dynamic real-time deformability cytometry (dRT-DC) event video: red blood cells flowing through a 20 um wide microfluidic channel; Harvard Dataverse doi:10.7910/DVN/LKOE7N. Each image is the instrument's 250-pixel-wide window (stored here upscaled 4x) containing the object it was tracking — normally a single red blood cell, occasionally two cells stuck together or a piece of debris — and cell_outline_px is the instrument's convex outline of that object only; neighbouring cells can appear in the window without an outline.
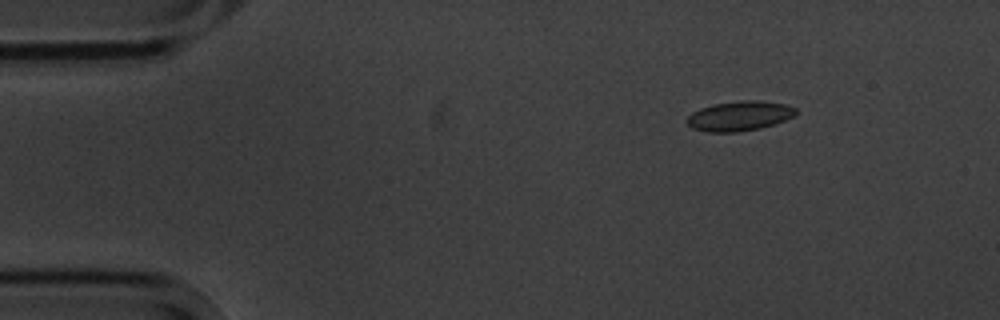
{"species": "common noctule bat (a hibernating species)", "species_latin": "Nyctalus noctula", "temperature_condition": "cold", "stored_images_in_passage": 7, "camera_frame_rate_fps": 3000, "um_per_image_px": 0.085, "animal": {"sex": "male", "body_mass_g": 20.1, "forearm_length_mm": 53.5}, "frame": {"image": 1, "passage_image": 3, "time_ms": 2.333, "image_size_px": [1000, 320], "cell_outline_px": [[796, 112], [792, 116], [784, 120], [760, 128], [736, 132], [704, 132], [692, 128], [684, 120], [692, 112], [700, 108], [716, 104], [744, 100], [756, 100], [784, 104], [796, 108]], "centroid_in_image_um": [62.79, 9.86], "position_along_channel_um": 22.2, "area_um2": 18.67}}
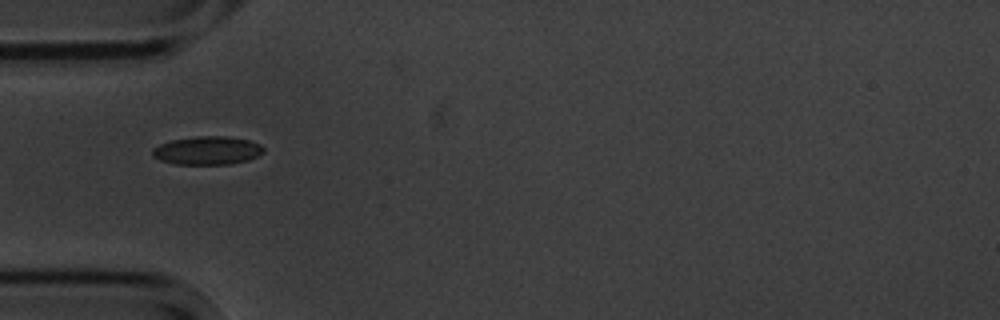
{"frame": {"image": 2, "passage_image": 6, "time_ms": 5.667, "image_size_px": [1000, 320], "cell_outline_px": [[264, 152], [248, 160], [232, 164], [176, 164], [160, 160], [152, 156], [152, 148], [160, 144], [172, 140], [196, 136], [228, 136], [248, 140], [260, 144], [264, 148]], "centroid_in_image_um": [17.62, 12.79], "position_along_channel_um": 67.4, "area_um2": 18.38}}
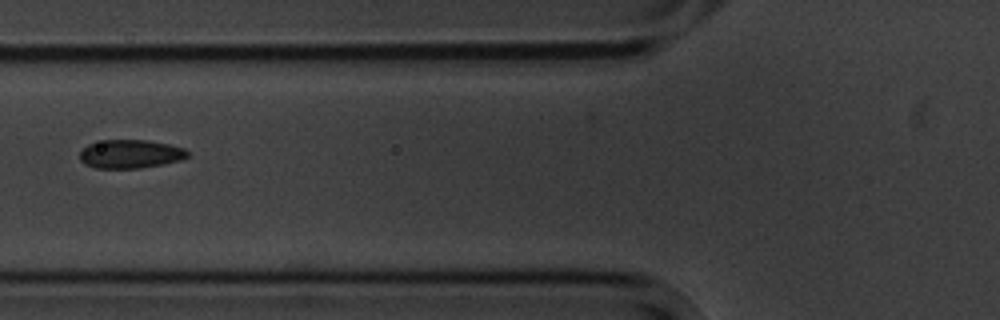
{"frame": {"image": 3, "passage_image": 7, "time_ms": 7.0, "image_size_px": [1000, 320], "cell_outline_px": [[188, 156], [184, 160], [164, 164], [140, 168], [96, 168], [84, 164], [80, 160], [80, 152], [88, 144], [104, 140], [148, 140], [168, 144], [184, 148], [188, 152]], "centroid_in_image_um": [11.1, 13.09], "position_along_channel_um": 114.7, "area_um2": 18.03}}